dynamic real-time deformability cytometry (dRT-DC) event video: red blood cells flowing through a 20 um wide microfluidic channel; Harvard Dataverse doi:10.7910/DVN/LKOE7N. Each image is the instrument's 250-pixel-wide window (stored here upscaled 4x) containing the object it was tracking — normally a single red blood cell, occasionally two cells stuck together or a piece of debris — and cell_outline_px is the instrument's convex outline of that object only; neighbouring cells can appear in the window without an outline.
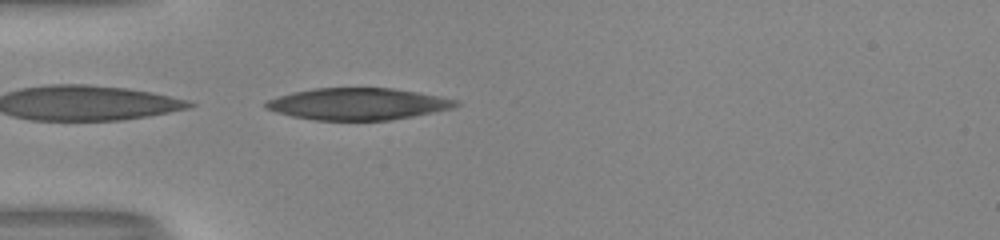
{"species": "human", "species_latin": "Homo sapiens", "temperature_condition": "room temperature", "stored_images_in_passage": 32, "camera_frame_rate_fps": 3000, "um_per_image_px": 0.085, "donor": {"sex": "male"}, "frame": {"image": 1, "passage_image": 1, "time_ms": 0.0, "image_size_px": [1000, 240], "cell_outline_px": [[460, 104], [452, 108], [412, 116], [388, 120], [316, 120], [292, 116], [276, 112], [264, 108], [264, 104], [268, 100], [292, 92], [312, 88], [392, 88], [440, 96], [460, 100]], "centroid_in_image_um": [30.42, 8.83], "position_along_channel_um": 54.6, "area_um2": 35.03}, "authors_computed_cell_mechanics": {"area_um2": 36.1828, "velocity_mm_per_s": 4.0853, "shape_relaxation_time_tau1_ms": 4.653, "shape_relaxation_time_tau2_ms": 0.9777, "deformation_change_tau1": 0.2334, "deformation_change_tau2": 0.0955}}